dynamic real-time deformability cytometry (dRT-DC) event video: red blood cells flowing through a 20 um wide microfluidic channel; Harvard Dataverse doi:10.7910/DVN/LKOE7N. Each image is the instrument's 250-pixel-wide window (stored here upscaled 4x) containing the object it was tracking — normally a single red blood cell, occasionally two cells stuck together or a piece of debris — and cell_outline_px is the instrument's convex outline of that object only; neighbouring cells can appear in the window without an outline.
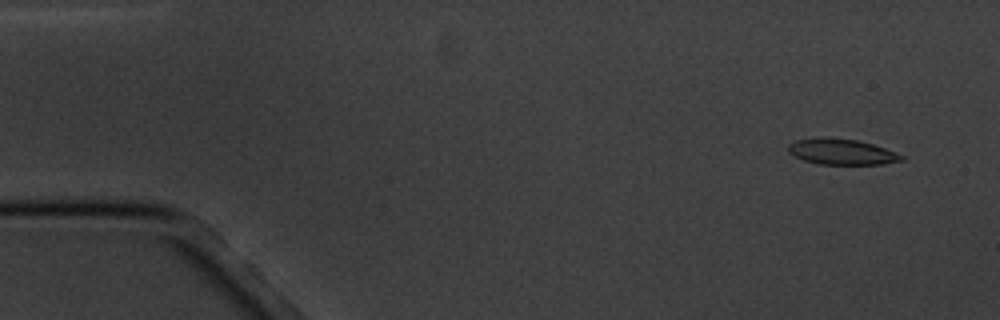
{"species": "common noctule bat (a hibernating species)", "species_latin": "Nyctalus noctula", "temperature_condition": "cold", "stored_images_in_passage": 7, "camera_frame_rate_fps": 3000, "um_per_image_px": 0.085, "animal": {"sex": "male", "body_mass_g": 20.1, "forearm_length_mm": 53.5}, "frame": {"image": 1, "passage_image": 1, "time_ms": 0.0, "image_size_px": [1000, 320], "cell_outline_px": [[904, 160], [884, 164], [816, 164], [804, 160], [788, 152], [788, 144], [796, 140], [820, 136], [824, 136], [856, 140], [872, 144], [896, 152], [904, 156]], "centroid_in_image_um": [71.52, 12.89], "position_along_channel_um": 13.5, "area_um2": 17.11}}
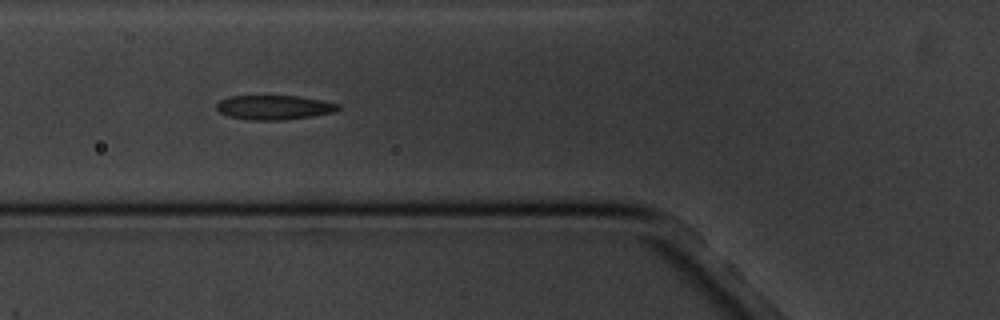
{"frame": {"image": 2, "passage_image": 6, "time_ms": 5.667, "image_size_px": [1000, 320], "cell_outline_px": [[340, 108], [332, 112], [312, 116], [284, 120], [252, 120], [228, 116], [220, 112], [216, 108], [216, 104], [220, 100], [232, 96], [300, 96], [340, 104]], "centroid_in_image_um": [23.29, 9.13], "position_along_channel_um": 102.5, "area_um2": 17.17}}
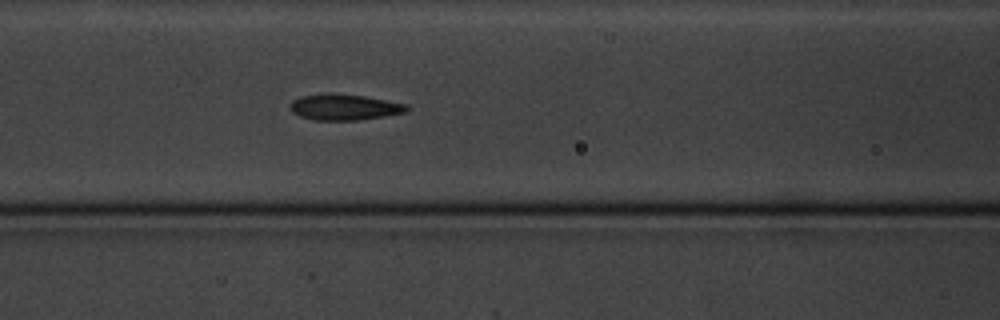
{"frame": {"image": 3, "passage_image": 7, "time_ms": 6.667, "image_size_px": [1000, 320], "cell_outline_px": [[408, 108], [404, 112], [384, 116], [360, 120], [312, 120], [300, 116], [292, 112], [288, 108], [292, 100], [300, 96], [332, 92], [364, 96], [408, 104]], "centroid_in_image_um": [29.21, 9.1], "position_along_channel_um": 137.4, "area_um2": 17.8}}